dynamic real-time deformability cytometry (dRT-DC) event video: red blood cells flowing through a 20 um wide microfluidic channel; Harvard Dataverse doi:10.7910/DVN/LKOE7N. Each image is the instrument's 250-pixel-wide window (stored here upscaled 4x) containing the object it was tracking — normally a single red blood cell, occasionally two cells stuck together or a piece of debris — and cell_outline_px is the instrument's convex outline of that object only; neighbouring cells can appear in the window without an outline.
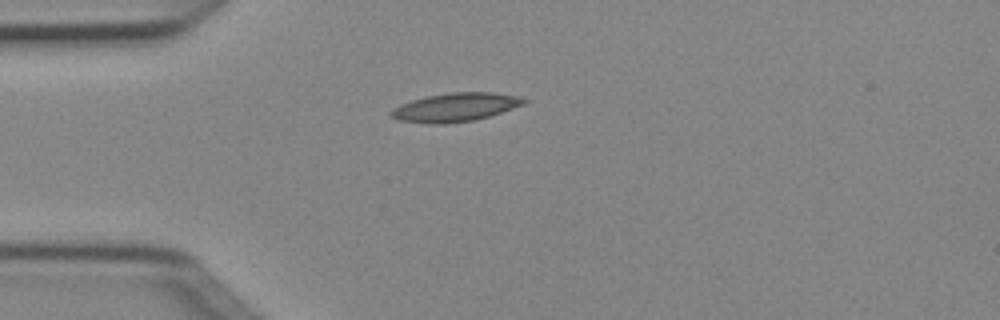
{"species": "Egyptian fruit bat (a non-hibernating species)", "species_latin": "Rousettus aegyptiacus", "temperature_condition": "cold", "stored_images_in_passage": 2, "camera_frame_rate_fps": 3000, "um_per_image_px": 0.085, "animal": {"sex": "female"}, "frame": {"image": 1, "passage_image": 2, "time_ms": 0.333, "image_size_px": [1000, 320], "cell_outline_px": [[528, 100], [524, 104], [488, 116], [472, 120], [444, 124], [440, 124], [400, 120], [392, 116], [388, 112], [392, 108], [400, 104], [412, 100], [428, 96], [452, 92], [492, 92], [516, 96]], "centroid_in_image_um": [38.68, 9.1], "position_along_channel_um": 46.3, "area_um2": 21.68}}